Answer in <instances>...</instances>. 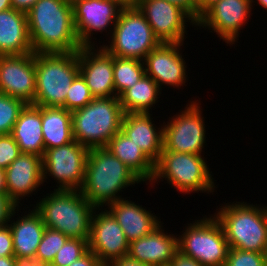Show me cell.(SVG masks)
<instances>
[{
    "mask_svg": "<svg viewBox=\"0 0 267 266\" xmlns=\"http://www.w3.org/2000/svg\"><path fill=\"white\" fill-rule=\"evenodd\" d=\"M27 20L34 53H72L82 47L71 0H38L27 12Z\"/></svg>",
    "mask_w": 267,
    "mask_h": 266,
    "instance_id": "cell-1",
    "label": "cell"
},
{
    "mask_svg": "<svg viewBox=\"0 0 267 266\" xmlns=\"http://www.w3.org/2000/svg\"><path fill=\"white\" fill-rule=\"evenodd\" d=\"M143 182L105 147L89 149L85 178L80 192L95 208L122 199V189Z\"/></svg>",
    "mask_w": 267,
    "mask_h": 266,
    "instance_id": "cell-2",
    "label": "cell"
},
{
    "mask_svg": "<svg viewBox=\"0 0 267 266\" xmlns=\"http://www.w3.org/2000/svg\"><path fill=\"white\" fill-rule=\"evenodd\" d=\"M34 205L47 228L57 230L69 238L89 240L90 222L95 207L80 190L54 189L53 193Z\"/></svg>",
    "mask_w": 267,
    "mask_h": 266,
    "instance_id": "cell-3",
    "label": "cell"
},
{
    "mask_svg": "<svg viewBox=\"0 0 267 266\" xmlns=\"http://www.w3.org/2000/svg\"><path fill=\"white\" fill-rule=\"evenodd\" d=\"M218 209L214 216L220 222L230 248L267 253V206L236 202Z\"/></svg>",
    "mask_w": 267,
    "mask_h": 266,
    "instance_id": "cell-4",
    "label": "cell"
},
{
    "mask_svg": "<svg viewBox=\"0 0 267 266\" xmlns=\"http://www.w3.org/2000/svg\"><path fill=\"white\" fill-rule=\"evenodd\" d=\"M36 106L63 107L72 81L79 74L78 51L35 53Z\"/></svg>",
    "mask_w": 267,
    "mask_h": 266,
    "instance_id": "cell-5",
    "label": "cell"
},
{
    "mask_svg": "<svg viewBox=\"0 0 267 266\" xmlns=\"http://www.w3.org/2000/svg\"><path fill=\"white\" fill-rule=\"evenodd\" d=\"M123 115L118 97L94 98L72 111L74 140L88 149L105 147L121 130Z\"/></svg>",
    "mask_w": 267,
    "mask_h": 266,
    "instance_id": "cell-6",
    "label": "cell"
},
{
    "mask_svg": "<svg viewBox=\"0 0 267 266\" xmlns=\"http://www.w3.org/2000/svg\"><path fill=\"white\" fill-rule=\"evenodd\" d=\"M202 155L173 151H162L155 163L151 185L158 179L167 180L171 186L183 194L214 192L216 187L209 165Z\"/></svg>",
    "mask_w": 267,
    "mask_h": 266,
    "instance_id": "cell-7",
    "label": "cell"
},
{
    "mask_svg": "<svg viewBox=\"0 0 267 266\" xmlns=\"http://www.w3.org/2000/svg\"><path fill=\"white\" fill-rule=\"evenodd\" d=\"M109 31L111 42L102 47L112 56L143 61L160 44L146 18L135 5L124 6Z\"/></svg>",
    "mask_w": 267,
    "mask_h": 266,
    "instance_id": "cell-8",
    "label": "cell"
},
{
    "mask_svg": "<svg viewBox=\"0 0 267 266\" xmlns=\"http://www.w3.org/2000/svg\"><path fill=\"white\" fill-rule=\"evenodd\" d=\"M178 237V250L203 266H224L229 244L215 216L203 217L185 226ZM185 231V232H184Z\"/></svg>",
    "mask_w": 267,
    "mask_h": 266,
    "instance_id": "cell-9",
    "label": "cell"
},
{
    "mask_svg": "<svg viewBox=\"0 0 267 266\" xmlns=\"http://www.w3.org/2000/svg\"><path fill=\"white\" fill-rule=\"evenodd\" d=\"M199 101H191L185 110L163 123V150L202 155L206 143L204 117Z\"/></svg>",
    "mask_w": 267,
    "mask_h": 266,
    "instance_id": "cell-10",
    "label": "cell"
},
{
    "mask_svg": "<svg viewBox=\"0 0 267 266\" xmlns=\"http://www.w3.org/2000/svg\"><path fill=\"white\" fill-rule=\"evenodd\" d=\"M89 149L77 141L52 149H45L43 182L51 176L59 184L57 189L80 190L84 183Z\"/></svg>",
    "mask_w": 267,
    "mask_h": 266,
    "instance_id": "cell-11",
    "label": "cell"
},
{
    "mask_svg": "<svg viewBox=\"0 0 267 266\" xmlns=\"http://www.w3.org/2000/svg\"><path fill=\"white\" fill-rule=\"evenodd\" d=\"M134 5L160 43H184L186 22L196 26L197 21L187 11L166 0H135Z\"/></svg>",
    "mask_w": 267,
    "mask_h": 266,
    "instance_id": "cell-12",
    "label": "cell"
},
{
    "mask_svg": "<svg viewBox=\"0 0 267 266\" xmlns=\"http://www.w3.org/2000/svg\"><path fill=\"white\" fill-rule=\"evenodd\" d=\"M95 208L90 222L89 250L107 266L113 261L127 257L129 242L125 233L108 211ZM104 210V211H103ZM95 214V215H94Z\"/></svg>",
    "mask_w": 267,
    "mask_h": 266,
    "instance_id": "cell-13",
    "label": "cell"
},
{
    "mask_svg": "<svg viewBox=\"0 0 267 266\" xmlns=\"http://www.w3.org/2000/svg\"><path fill=\"white\" fill-rule=\"evenodd\" d=\"M252 0H219L197 20L196 27L216 32L227 44H235L253 9Z\"/></svg>",
    "mask_w": 267,
    "mask_h": 266,
    "instance_id": "cell-14",
    "label": "cell"
},
{
    "mask_svg": "<svg viewBox=\"0 0 267 266\" xmlns=\"http://www.w3.org/2000/svg\"><path fill=\"white\" fill-rule=\"evenodd\" d=\"M73 6L74 25L81 46H94V31H107L116 23L119 13L124 7L115 0H71Z\"/></svg>",
    "mask_w": 267,
    "mask_h": 266,
    "instance_id": "cell-15",
    "label": "cell"
},
{
    "mask_svg": "<svg viewBox=\"0 0 267 266\" xmlns=\"http://www.w3.org/2000/svg\"><path fill=\"white\" fill-rule=\"evenodd\" d=\"M35 53L0 56V93L34 103Z\"/></svg>",
    "mask_w": 267,
    "mask_h": 266,
    "instance_id": "cell-16",
    "label": "cell"
},
{
    "mask_svg": "<svg viewBox=\"0 0 267 266\" xmlns=\"http://www.w3.org/2000/svg\"><path fill=\"white\" fill-rule=\"evenodd\" d=\"M95 46H82L78 50L79 73L94 98L118 97L114 88L113 56L102 46Z\"/></svg>",
    "mask_w": 267,
    "mask_h": 266,
    "instance_id": "cell-17",
    "label": "cell"
},
{
    "mask_svg": "<svg viewBox=\"0 0 267 266\" xmlns=\"http://www.w3.org/2000/svg\"><path fill=\"white\" fill-rule=\"evenodd\" d=\"M184 43H160L144 58L145 74L151 77L160 89L162 85L183 86L186 83L185 60L180 53Z\"/></svg>",
    "mask_w": 267,
    "mask_h": 266,
    "instance_id": "cell-18",
    "label": "cell"
},
{
    "mask_svg": "<svg viewBox=\"0 0 267 266\" xmlns=\"http://www.w3.org/2000/svg\"><path fill=\"white\" fill-rule=\"evenodd\" d=\"M7 195L19 206L20 200L43 185V158L21 153L6 169ZM24 197V198H23Z\"/></svg>",
    "mask_w": 267,
    "mask_h": 266,
    "instance_id": "cell-19",
    "label": "cell"
},
{
    "mask_svg": "<svg viewBox=\"0 0 267 266\" xmlns=\"http://www.w3.org/2000/svg\"><path fill=\"white\" fill-rule=\"evenodd\" d=\"M160 224L150 234L129 243L127 257L149 266H169L178 251L179 235L164 232Z\"/></svg>",
    "mask_w": 267,
    "mask_h": 266,
    "instance_id": "cell-20",
    "label": "cell"
},
{
    "mask_svg": "<svg viewBox=\"0 0 267 266\" xmlns=\"http://www.w3.org/2000/svg\"><path fill=\"white\" fill-rule=\"evenodd\" d=\"M149 113H125L121 131L155 164L163 150V126L156 127Z\"/></svg>",
    "mask_w": 267,
    "mask_h": 266,
    "instance_id": "cell-21",
    "label": "cell"
},
{
    "mask_svg": "<svg viewBox=\"0 0 267 266\" xmlns=\"http://www.w3.org/2000/svg\"><path fill=\"white\" fill-rule=\"evenodd\" d=\"M107 206V210L118 222L129 243L150 234L162 223L151 211L126 200V198L117 200Z\"/></svg>",
    "mask_w": 267,
    "mask_h": 266,
    "instance_id": "cell-22",
    "label": "cell"
},
{
    "mask_svg": "<svg viewBox=\"0 0 267 266\" xmlns=\"http://www.w3.org/2000/svg\"><path fill=\"white\" fill-rule=\"evenodd\" d=\"M33 52L27 13L12 8L0 12V56Z\"/></svg>",
    "mask_w": 267,
    "mask_h": 266,
    "instance_id": "cell-23",
    "label": "cell"
},
{
    "mask_svg": "<svg viewBox=\"0 0 267 266\" xmlns=\"http://www.w3.org/2000/svg\"><path fill=\"white\" fill-rule=\"evenodd\" d=\"M22 153L44 157L41 106L26 104L11 132Z\"/></svg>",
    "mask_w": 267,
    "mask_h": 266,
    "instance_id": "cell-24",
    "label": "cell"
},
{
    "mask_svg": "<svg viewBox=\"0 0 267 266\" xmlns=\"http://www.w3.org/2000/svg\"><path fill=\"white\" fill-rule=\"evenodd\" d=\"M113 155L133 171L143 182L151 183L155 164L121 130L105 146Z\"/></svg>",
    "mask_w": 267,
    "mask_h": 266,
    "instance_id": "cell-25",
    "label": "cell"
},
{
    "mask_svg": "<svg viewBox=\"0 0 267 266\" xmlns=\"http://www.w3.org/2000/svg\"><path fill=\"white\" fill-rule=\"evenodd\" d=\"M9 223L13 238L14 256H34L46 228L41 216L35 209H32L30 212L28 211L27 215L19 216L16 221L10 219Z\"/></svg>",
    "mask_w": 267,
    "mask_h": 266,
    "instance_id": "cell-26",
    "label": "cell"
},
{
    "mask_svg": "<svg viewBox=\"0 0 267 266\" xmlns=\"http://www.w3.org/2000/svg\"><path fill=\"white\" fill-rule=\"evenodd\" d=\"M42 132L45 149H52L74 141L72 112L63 107L41 106Z\"/></svg>",
    "mask_w": 267,
    "mask_h": 266,
    "instance_id": "cell-27",
    "label": "cell"
},
{
    "mask_svg": "<svg viewBox=\"0 0 267 266\" xmlns=\"http://www.w3.org/2000/svg\"><path fill=\"white\" fill-rule=\"evenodd\" d=\"M161 89L146 74L131 88L126 89L118 98L125 113H150L151 107L158 102Z\"/></svg>",
    "mask_w": 267,
    "mask_h": 266,
    "instance_id": "cell-28",
    "label": "cell"
},
{
    "mask_svg": "<svg viewBox=\"0 0 267 266\" xmlns=\"http://www.w3.org/2000/svg\"><path fill=\"white\" fill-rule=\"evenodd\" d=\"M145 75L144 63L135 58L113 56V77L116 95L119 97Z\"/></svg>",
    "mask_w": 267,
    "mask_h": 266,
    "instance_id": "cell-29",
    "label": "cell"
},
{
    "mask_svg": "<svg viewBox=\"0 0 267 266\" xmlns=\"http://www.w3.org/2000/svg\"><path fill=\"white\" fill-rule=\"evenodd\" d=\"M25 105L26 103L19 98L0 93V135L11 134Z\"/></svg>",
    "mask_w": 267,
    "mask_h": 266,
    "instance_id": "cell-30",
    "label": "cell"
},
{
    "mask_svg": "<svg viewBox=\"0 0 267 266\" xmlns=\"http://www.w3.org/2000/svg\"><path fill=\"white\" fill-rule=\"evenodd\" d=\"M69 239L65 234L51 228H45L36 254L46 264H51L57 252Z\"/></svg>",
    "mask_w": 267,
    "mask_h": 266,
    "instance_id": "cell-31",
    "label": "cell"
},
{
    "mask_svg": "<svg viewBox=\"0 0 267 266\" xmlns=\"http://www.w3.org/2000/svg\"><path fill=\"white\" fill-rule=\"evenodd\" d=\"M88 250L89 245L87 240L69 238L57 252L50 265L70 266L75 260L83 256Z\"/></svg>",
    "mask_w": 267,
    "mask_h": 266,
    "instance_id": "cell-32",
    "label": "cell"
},
{
    "mask_svg": "<svg viewBox=\"0 0 267 266\" xmlns=\"http://www.w3.org/2000/svg\"><path fill=\"white\" fill-rule=\"evenodd\" d=\"M93 99L94 97L91 95L85 79L79 73L72 81L70 89L68 90L65 109L72 112L84 107Z\"/></svg>",
    "mask_w": 267,
    "mask_h": 266,
    "instance_id": "cell-33",
    "label": "cell"
},
{
    "mask_svg": "<svg viewBox=\"0 0 267 266\" xmlns=\"http://www.w3.org/2000/svg\"><path fill=\"white\" fill-rule=\"evenodd\" d=\"M224 266H266V253L230 248Z\"/></svg>",
    "mask_w": 267,
    "mask_h": 266,
    "instance_id": "cell-34",
    "label": "cell"
},
{
    "mask_svg": "<svg viewBox=\"0 0 267 266\" xmlns=\"http://www.w3.org/2000/svg\"><path fill=\"white\" fill-rule=\"evenodd\" d=\"M21 153L11 134L0 135V168L6 169Z\"/></svg>",
    "mask_w": 267,
    "mask_h": 266,
    "instance_id": "cell-35",
    "label": "cell"
},
{
    "mask_svg": "<svg viewBox=\"0 0 267 266\" xmlns=\"http://www.w3.org/2000/svg\"><path fill=\"white\" fill-rule=\"evenodd\" d=\"M18 208L19 206L7 194H0V226L7 225L15 216V211H19Z\"/></svg>",
    "mask_w": 267,
    "mask_h": 266,
    "instance_id": "cell-36",
    "label": "cell"
},
{
    "mask_svg": "<svg viewBox=\"0 0 267 266\" xmlns=\"http://www.w3.org/2000/svg\"><path fill=\"white\" fill-rule=\"evenodd\" d=\"M14 256L13 238L9 224L0 226V257Z\"/></svg>",
    "mask_w": 267,
    "mask_h": 266,
    "instance_id": "cell-37",
    "label": "cell"
},
{
    "mask_svg": "<svg viewBox=\"0 0 267 266\" xmlns=\"http://www.w3.org/2000/svg\"><path fill=\"white\" fill-rule=\"evenodd\" d=\"M70 266H105L100 259L90 250L75 260Z\"/></svg>",
    "mask_w": 267,
    "mask_h": 266,
    "instance_id": "cell-38",
    "label": "cell"
},
{
    "mask_svg": "<svg viewBox=\"0 0 267 266\" xmlns=\"http://www.w3.org/2000/svg\"><path fill=\"white\" fill-rule=\"evenodd\" d=\"M169 266H203L195 259L182 254L179 250L174 254V258Z\"/></svg>",
    "mask_w": 267,
    "mask_h": 266,
    "instance_id": "cell-39",
    "label": "cell"
},
{
    "mask_svg": "<svg viewBox=\"0 0 267 266\" xmlns=\"http://www.w3.org/2000/svg\"><path fill=\"white\" fill-rule=\"evenodd\" d=\"M15 266H46L47 264L37 255L30 257L14 256Z\"/></svg>",
    "mask_w": 267,
    "mask_h": 266,
    "instance_id": "cell-40",
    "label": "cell"
},
{
    "mask_svg": "<svg viewBox=\"0 0 267 266\" xmlns=\"http://www.w3.org/2000/svg\"><path fill=\"white\" fill-rule=\"evenodd\" d=\"M168 2L179 5L187 11L196 21V0H166Z\"/></svg>",
    "mask_w": 267,
    "mask_h": 266,
    "instance_id": "cell-41",
    "label": "cell"
},
{
    "mask_svg": "<svg viewBox=\"0 0 267 266\" xmlns=\"http://www.w3.org/2000/svg\"><path fill=\"white\" fill-rule=\"evenodd\" d=\"M38 0H11L12 9L27 13Z\"/></svg>",
    "mask_w": 267,
    "mask_h": 266,
    "instance_id": "cell-42",
    "label": "cell"
},
{
    "mask_svg": "<svg viewBox=\"0 0 267 266\" xmlns=\"http://www.w3.org/2000/svg\"><path fill=\"white\" fill-rule=\"evenodd\" d=\"M219 0H196V21L213 4Z\"/></svg>",
    "mask_w": 267,
    "mask_h": 266,
    "instance_id": "cell-43",
    "label": "cell"
},
{
    "mask_svg": "<svg viewBox=\"0 0 267 266\" xmlns=\"http://www.w3.org/2000/svg\"><path fill=\"white\" fill-rule=\"evenodd\" d=\"M107 266H149V265L129 259L128 257H123L119 260L111 262Z\"/></svg>",
    "mask_w": 267,
    "mask_h": 266,
    "instance_id": "cell-44",
    "label": "cell"
},
{
    "mask_svg": "<svg viewBox=\"0 0 267 266\" xmlns=\"http://www.w3.org/2000/svg\"><path fill=\"white\" fill-rule=\"evenodd\" d=\"M0 194H7L6 172L3 168H0Z\"/></svg>",
    "mask_w": 267,
    "mask_h": 266,
    "instance_id": "cell-45",
    "label": "cell"
},
{
    "mask_svg": "<svg viewBox=\"0 0 267 266\" xmlns=\"http://www.w3.org/2000/svg\"><path fill=\"white\" fill-rule=\"evenodd\" d=\"M0 266H15L14 256L0 257Z\"/></svg>",
    "mask_w": 267,
    "mask_h": 266,
    "instance_id": "cell-46",
    "label": "cell"
},
{
    "mask_svg": "<svg viewBox=\"0 0 267 266\" xmlns=\"http://www.w3.org/2000/svg\"><path fill=\"white\" fill-rule=\"evenodd\" d=\"M12 8L11 0H0V12Z\"/></svg>",
    "mask_w": 267,
    "mask_h": 266,
    "instance_id": "cell-47",
    "label": "cell"
},
{
    "mask_svg": "<svg viewBox=\"0 0 267 266\" xmlns=\"http://www.w3.org/2000/svg\"><path fill=\"white\" fill-rule=\"evenodd\" d=\"M121 3L123 6H131L134 5L135 0H115Z\"/></svg>",
    "mask_w": 267,
    "mask_h": 266,
    "instance_id": "cell-48",
    "label": "cell"
},
{
    "mask_svg": "<svg viewBox=\"0 0 267 266\" xmlns=\"http://www.w3.org/2000/svg\"><path fill=\"white\" fill-rule=\"evenodd\" d=\"M256 1L252 0V3L255 2L259 4L260 6H262L265 10H267V0H256Z\"/></svg>",
    "mask_w": 267,
    "mask_h": 266,
    "instance_id": "cell-49",
    "label": "cell"
}]
</instances>
